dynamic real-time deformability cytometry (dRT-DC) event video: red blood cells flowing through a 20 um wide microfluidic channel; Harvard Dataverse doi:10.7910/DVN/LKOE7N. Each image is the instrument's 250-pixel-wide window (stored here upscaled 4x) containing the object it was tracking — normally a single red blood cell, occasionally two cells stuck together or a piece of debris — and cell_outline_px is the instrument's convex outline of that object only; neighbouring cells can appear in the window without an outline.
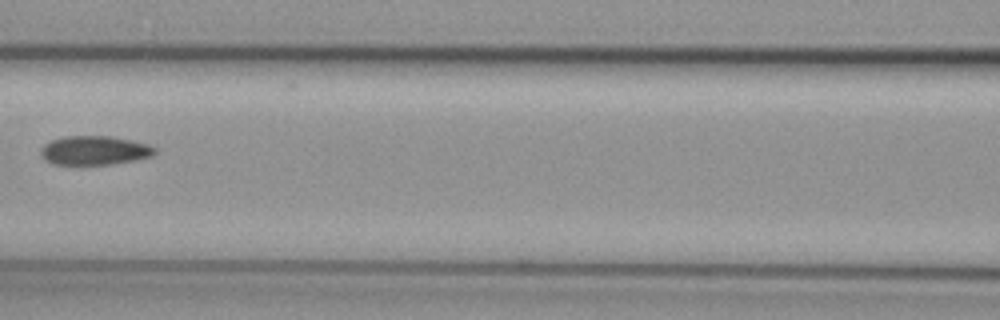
{"species": "common noctule bat (a hibernating species)", "species_latin": "Nyctalus noctula", "temperature_condition": "cold", "stored_images_in_passage": 6, "camera_frame_rate_fps": 3000, "um_per_image_px": 0.085, "animal": {"sex": "female", "body_mass_g": 29.2, "forearm_length_mm": 56.3}, "frame": {"image": 1, "passage_image": 6, "time_ms": 5.667, "image_size_px": [1000, 320], "cell_outline_px": [[156, 152], [152, 156], [132, 160], [108, 164], [52, 164], [44, 160], [40, 156], [40, 148], [44, 144], [52, 140], [64, 136], [112, 136], [132, 140], [148, 144], [156, 148]], "centroid_in_image_um": [7.99, 12.77], "position_along_channel_um": 158.6, "area_um2": 19.31}}